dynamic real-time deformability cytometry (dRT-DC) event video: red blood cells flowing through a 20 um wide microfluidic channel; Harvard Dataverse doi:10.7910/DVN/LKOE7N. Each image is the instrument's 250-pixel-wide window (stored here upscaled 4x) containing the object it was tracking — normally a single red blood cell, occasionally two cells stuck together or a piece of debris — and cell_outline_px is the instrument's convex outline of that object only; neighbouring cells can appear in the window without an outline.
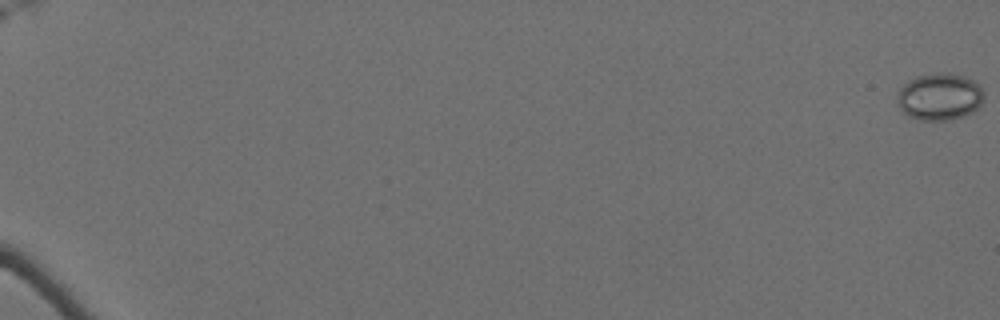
{"species": "Egyptian fruit bat (a non-hibernating species)", "species_latin": "Rousettus aegyptiacus", "temperature_condition": "cold", "stored_images_in_passage": 63, "camera_frame_rate_fps": 3000, "um_per_image_px": 0.085, "animal": {"sex": "female"}, "frame": {"image": 1, "passage_image": 1, "time_ms": 0.0, "image_size_px": [1000, 320], "cell_outline_px": [[984, 100], [972, 112], [964, 116], [948, 120], [924, 120], [908, 116], [900, 108], [896, 100], [896, 92], [908, 80], [916, 76], [940, 72], [948, 72], [964, 76], [972, 80], [984, 92]], "centroid_in_image_um": [79.84, 8.21], "position_along_channel_um": 5.2, "area_um2": 23.87}}
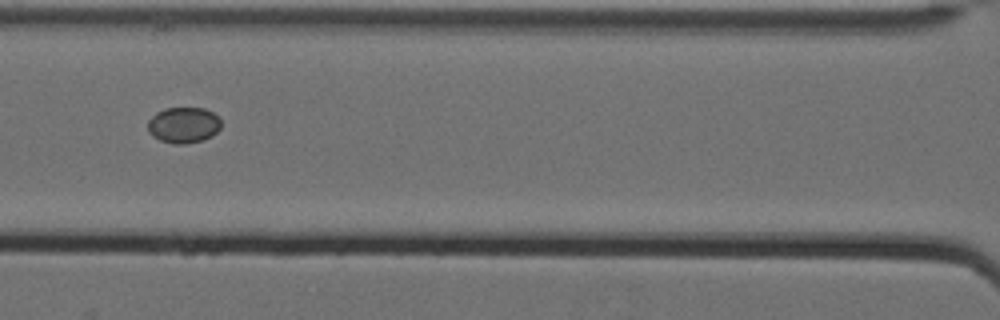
{"frame": {"image": 2, "passage_image": 33, "time_ms": 10.667, "image_size_px": [1000, 320], "cell_outline_px": [[220, 128], [212, 136], [200, 140], [184, 144], [172, 144], [160, 140], [152, 136], [148, 132], [148, 120], [156, 112], [164, 108], [204, 108], [212, 112], [220, 120]], "centroid_in_image_um": [15.56, 10.63], "position_along_channel_um": 151.0, "area_um2": 15.32}}
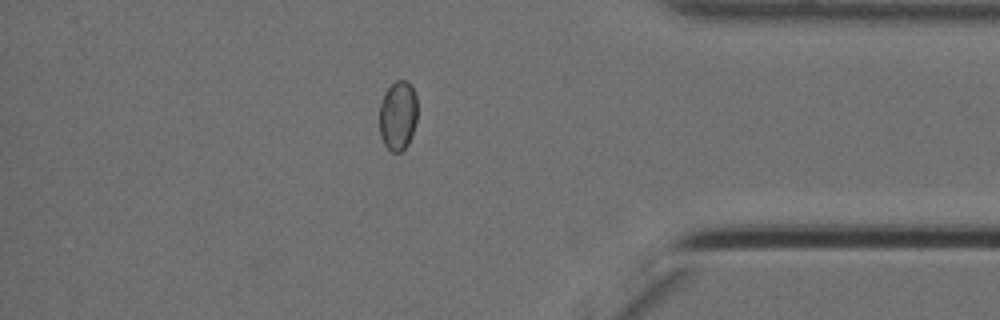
{"frame": {"image": 3, "passage_image": 56, "time_ms": 18.333, "image_size_px": [1000, 320], "cell_outline_px": [[416, 120], [412, 136], [408, 144], [400, 152], [392, 152], [384, 144], [380, 136], [380, 104], [384, 92], [396, 80], [404, 80], [412, 88], [416, 96]], "centroid_in_image_um": [33.81, 9.84], "position_along_channel_um": 401.4, "area_um2": 15.26}}